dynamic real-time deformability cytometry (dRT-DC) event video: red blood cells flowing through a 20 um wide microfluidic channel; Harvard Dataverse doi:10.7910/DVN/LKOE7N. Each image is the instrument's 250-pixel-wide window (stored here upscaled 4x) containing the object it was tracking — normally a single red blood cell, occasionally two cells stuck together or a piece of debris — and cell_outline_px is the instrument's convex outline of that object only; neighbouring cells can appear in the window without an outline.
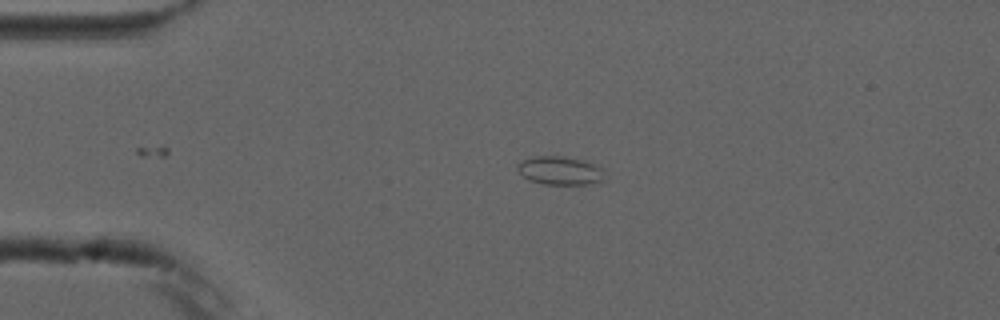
{"species": "common noctule bat (a hibernating species)", "species_latin": "Nyctalus noctula", "temperature_condition": "cold", "stored_images_in_passage": 2, "camera_frame_rate_fps": 3000, "um_per_image_px": 0.085, "animal": {"sex": "male", "forearm_length_mm": 52.5}, "frame": {"image": 1, "passage_image": 1, "time_ms": 0.0, "image_size_px": [1000, 320], "cell_outline_px": [[604, 180], [588, 184], [544, 184], [532, 180], [524, 176], [516, 168], [516, 164], [532, 156], [564, 156], [584, 160], [600, 168]], "centroid_in_image_um": [47.57, 14.49], "position_along_channel_um": 37.4, "area_um2": 14.16}}